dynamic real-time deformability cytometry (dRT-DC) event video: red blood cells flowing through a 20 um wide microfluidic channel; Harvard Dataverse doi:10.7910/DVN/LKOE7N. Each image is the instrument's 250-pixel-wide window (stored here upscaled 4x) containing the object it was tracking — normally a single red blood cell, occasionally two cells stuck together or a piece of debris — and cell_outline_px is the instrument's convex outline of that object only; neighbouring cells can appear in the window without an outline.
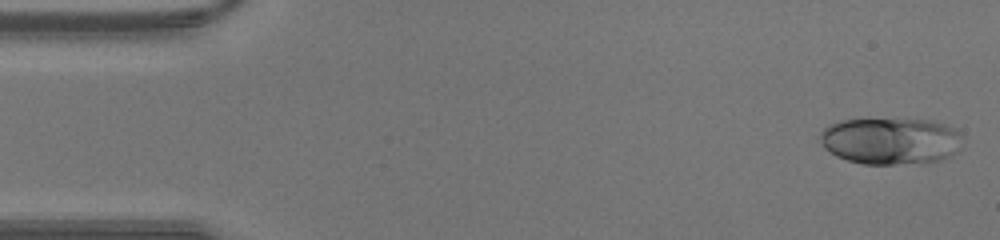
{"species": "human", "species_latin": "Homo sapiens", "temperature_condition": "warm", "stored_images_in_passage": 25, "camera_frame_rate_fps": 3000, "um_per_image_px": 0.085, "donor": {"sex": "male"}, "frame": {"image": 1, "passage_image": 1, "time_ms": 0.0, "image_size_px": [1000, 240], "cell_outline_px": [[960, 148], [956, 152], [940, 160], [928, 164], [864, 164], [848, 160], [836, 156], [824, 148], [820, 144], [820, 132], [828, 124], [844, 120], [932, 120], [956, 128], [960, 132]], "centroid_in_image_um": [75.71, 12.0], "position_along_channel_um": 9.3, "area_um2": 39.02}}
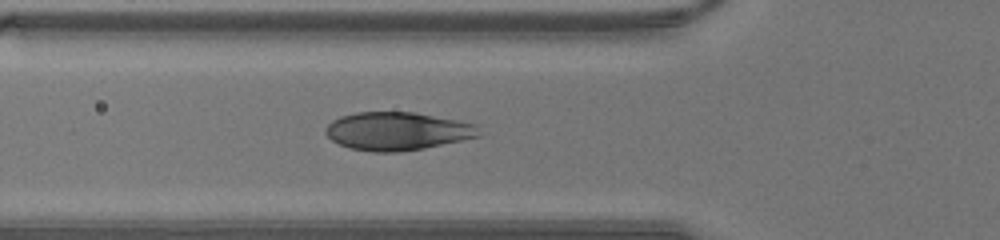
{"frame": {"image": 2, "passage_image": 14, "time_ms": 4.333, "image_size_px": [1000, 240], "cell_outline_px": [[480, 136], [424, 148], [400, 152], [372, 152], [348, 148], [332, 140], [324, 132], [324, 128], [332, 120], [340, 116], [356, 112], [416, 112], [480, 124]], "centroid_in_image_um": [33.79, 11.14], "position_along_channel_um": 92.0, "area_um2": 34.45}}
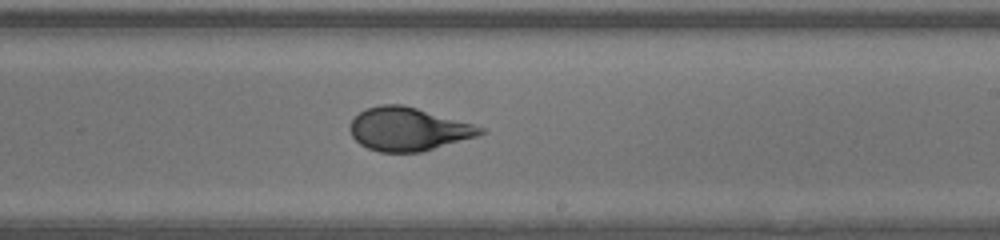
{"frame": {"image": 3, "passage_image": 24, "time_ms": 7.667, "image_size_px": [1000, 240], "cell_outline_px": [[488, 132], [480, 136], [420, 152], [380, 152], [368, 148], [360, 144], [352, 136], [348, 128], [352, 120], [360, 112], [368, 108], [380, 104], [404, 104], [472, 124], [484, 128]], "centroid_in_image_um": [34.72, 10.98], "position_along_channel_um": 254.3, "area_um2": 32.89}}